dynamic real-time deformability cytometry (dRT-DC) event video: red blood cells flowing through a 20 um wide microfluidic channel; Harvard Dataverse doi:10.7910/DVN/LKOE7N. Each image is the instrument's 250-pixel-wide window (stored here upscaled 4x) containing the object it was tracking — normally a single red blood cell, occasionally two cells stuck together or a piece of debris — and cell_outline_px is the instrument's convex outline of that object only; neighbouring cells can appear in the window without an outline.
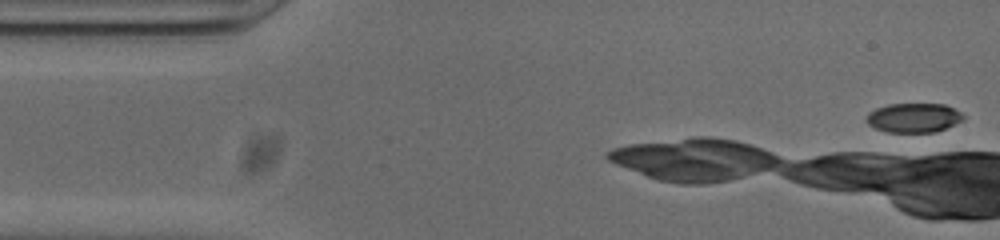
{"species": "common noctule bat (a hibernating species)", "species_latin": "Nyctalus noctula", "temperature_condition": "cold", "stored_images_in_passage": 14, "camera_frame_rate_fps": 3000, "um_per_image_px": 0.085, "animal": {"sex": "male", "body_mass_g": 20.0, "forearm_length_mm": 53.3}, "frame": {"image": 1, "passage_image": 1, "time_ms": 0.0, "image_size_px": [1000, 240], "cell_outline_px": [[964, 120], [944, 128], [932, 132], [888, 132], [876, 128], [868, 124], [864, 120], [868, 112], [876, 108], [888, 104], [944, 104], [960, 112], [964, 116]], "centroid_in_image_um": [77.62, 10.0], "position_along_channel_um": 7.4, "area_um2": 16.47}}